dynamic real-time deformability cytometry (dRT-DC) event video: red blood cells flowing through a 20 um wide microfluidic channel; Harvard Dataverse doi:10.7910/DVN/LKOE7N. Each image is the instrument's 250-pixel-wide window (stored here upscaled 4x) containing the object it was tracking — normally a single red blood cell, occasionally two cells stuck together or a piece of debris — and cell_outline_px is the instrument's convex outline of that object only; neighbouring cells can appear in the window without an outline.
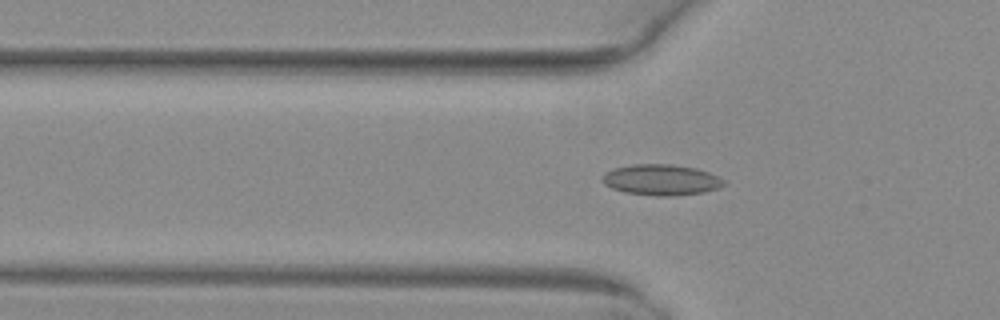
{"species": "common noctule bat (a hibernating species)", "species_latin": "Nyctalus noctula", "temperature_condition": "warm", "stored_images_in_passage": 51, "camera_frame_rate_fps": 3000, "um_per_image_px": 0.085, "animal": {"sex": "female", "body_mass_g": 29.2, "forearm_length_mm": 56.3}, "frame": {"image": 1, "passage_image": 17, "time_ms": 5.333, "image_size_px": [1000, 320], "cell_outline_px": [[724, 184], [716, 188], [704, 192], [676, 196], [656, 196], [624, 192], [612, 188], [604, 184], [604, 172], [616, 168], [632, 164], [672, 164], [696, 168], [708, 172], [724, 180]], "centroid_in_image_um": [56.2, 15.29], "position_along_channel_um": 69.6, "area_um2": 21.68}}
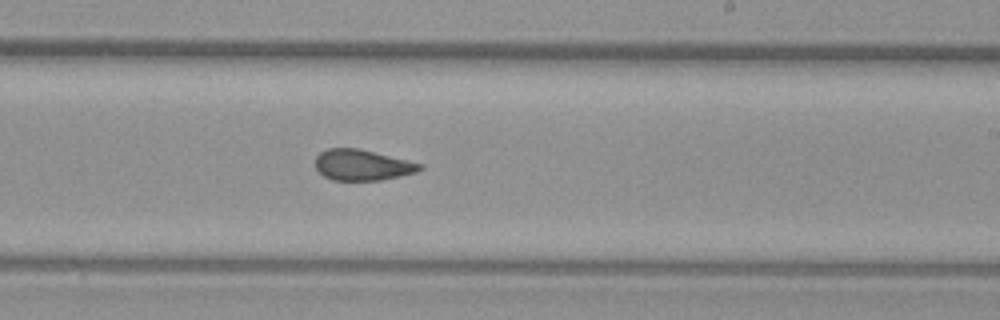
{"frame": {"image": 2, "passage_image": 31, "time_ms": 10.0, "image_size_px": [1000, 320], "cell_outline_px": [[424, 168], [416, 172], [400, 176], [380, 180], [332, 180], [324, 176], [316, 168], [316, 156], [320, 152], [328, 148], [360, 148], [424, 164]], "centroid_in_image_um": [30.82, 14.02], "position_along_channel_um": 258.2, "area_um2": 18.84}}
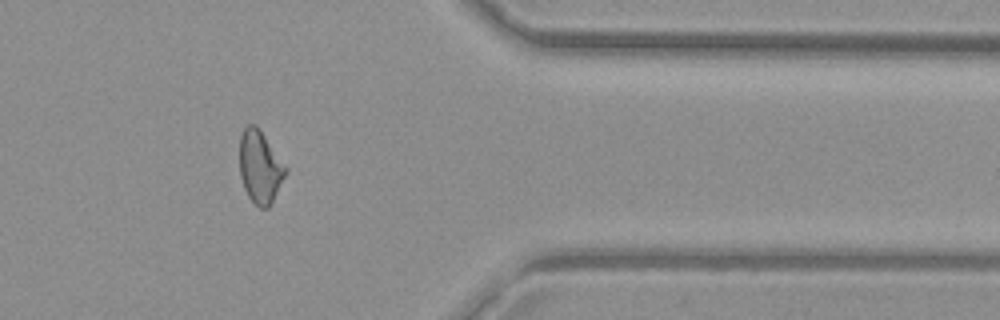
{"frame": {"image": 3, "passage_image": 42, "time_ms": 13.667, "image_size_px": [1000, 320], "cell_outline_px": [[288, 172], [268, 208], [260, 208], [248, 196], [244, 188], [240, 176], [240, 136], [244, 128], [248, 124], [256, 124], [260, 128], [288, 168]], "centroid_in_image_um": [22.12, 14.16], "position_along_channel_um": 389.3, "area_um2": 19.59}, "authors_computed_cell_mechanics": {"area_um2": 19.8832, "velocity_mm_per_s": 4.0457, "shape_relaxation_time_tau1_ms": null, "shape_relaxation_time_tau2_ms": 1.9016, "deformation_change_tau1": null, "deformation_change_tau2": 0.0665}}